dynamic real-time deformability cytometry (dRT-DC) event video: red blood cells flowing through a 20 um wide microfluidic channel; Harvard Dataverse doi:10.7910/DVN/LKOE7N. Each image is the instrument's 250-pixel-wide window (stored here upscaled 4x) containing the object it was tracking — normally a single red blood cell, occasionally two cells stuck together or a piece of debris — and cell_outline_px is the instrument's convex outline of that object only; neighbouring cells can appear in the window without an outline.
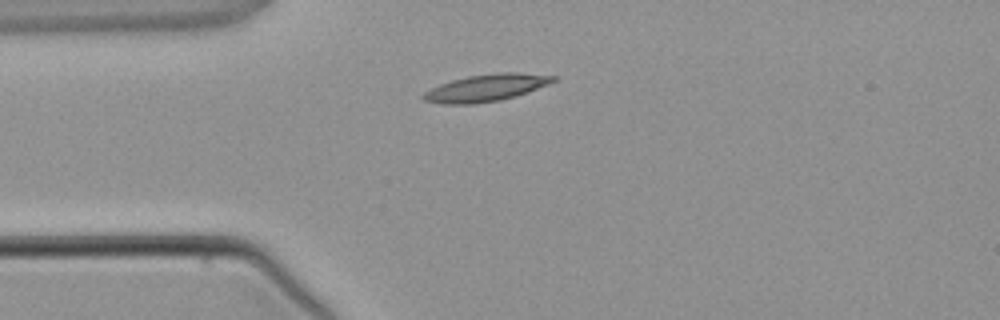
{"species": "common noctule bat (a hibernating species)", "species_latin": "Nyctalus noctula", "temperature_condition": "warm", "stored_images_in_passage": 1, "camera_frame_rate_fps": 3000, "um_per_image_px": 0.085, "animal": {"sex": "male", "body_mass_g": 21.5, "forearm_length_mm": 52.0}, "frame": {"image": 1, "passage_image": 1, "time_ms": 0.0, "image_size_px": [1000, 320], "cell_outline_px": [[556, 80], [548, 84], [516, 96], [500, 100], [476, 104], [444, 104], [424, 100], [420, 96], [424, 92], [440, 84], [452, 80], [468, 76], [496, 72], [516, 72], [556, 76]], "centroid_in_image_um": [41.3, 7.46], "position_along_channel_um": 43.7, "area_um2": 20.4}}